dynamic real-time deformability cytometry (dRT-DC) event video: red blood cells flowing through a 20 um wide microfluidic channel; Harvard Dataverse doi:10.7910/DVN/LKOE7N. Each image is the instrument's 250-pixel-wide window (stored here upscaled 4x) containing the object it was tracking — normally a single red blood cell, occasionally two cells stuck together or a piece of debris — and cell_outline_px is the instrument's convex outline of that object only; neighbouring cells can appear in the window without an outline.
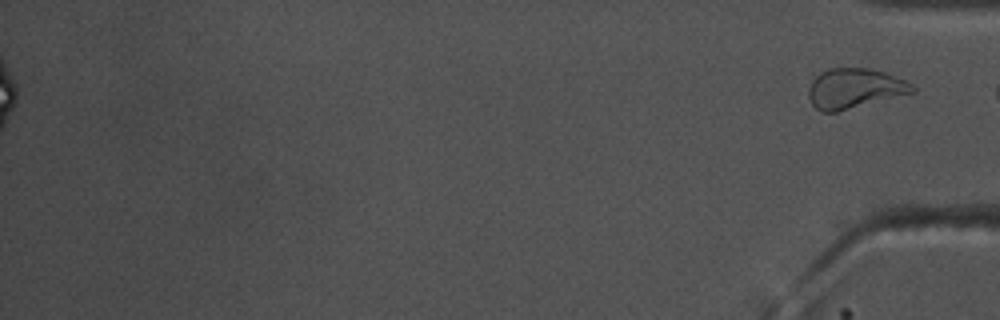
{"species": "common noctule bat (a hibernating species)", "species_latin": "Nyctalus noctula", "temperature_condition": "warm", "stored_images_in_passage": 56, "segment_of_instrument_passage": [2, 2], "camera_frame_rate_fps": 3000, "um_per_image_px": 0.085, "animal": {"sex": "male", "body_mass_g": 17.5, "forearm_length_mm": 52.3}, "frame": {"image": 1, "passage_image": 56, "time_ms": 18.333, "image_size_px": [1000, 320], "cell_outline_px": [[916, 92], [836, 112], [820, 112], [812, 104], [808, 96], [808, 88], [812, 80], [820, 72], [828, 68], [868, 68], [884, 72], [904, 80], [912, 84], [916, 88]], "centroid_in_image_um": [72.62, 7.52], "position_along_channel_um": 362.6, "area_um2": 24.22}}